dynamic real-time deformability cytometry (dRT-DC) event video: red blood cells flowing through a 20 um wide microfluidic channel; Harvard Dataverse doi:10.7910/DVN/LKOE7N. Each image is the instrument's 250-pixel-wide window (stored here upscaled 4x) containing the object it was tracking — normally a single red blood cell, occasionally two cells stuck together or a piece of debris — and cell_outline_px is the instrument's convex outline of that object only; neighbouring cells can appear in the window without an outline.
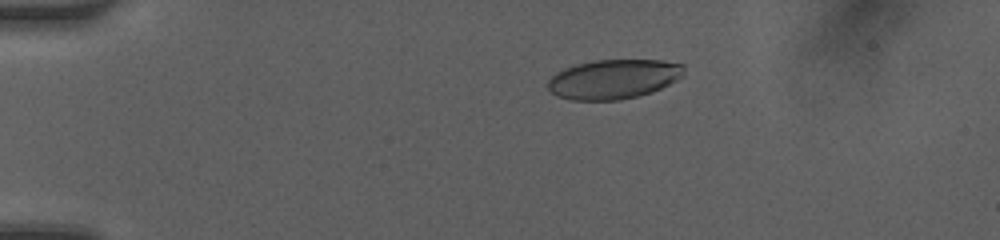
{"species": "human", "species_latin": "Homo sapiens", "temperature_condition": "room temperature", "stored_images_in_passage": 41, "camera_frame_rate_fps": 3000, "um_per_image_px": 0.085, "donor": {"sex": "female"}, "frame": {"image": 1, "passage_image": 2, "time_ms": 0.333, "image_size_px": [1000, 240], "cell_outline_px": [[684, 76], [652, 92], [620, 100], [572, 100], [556, 96], [548, 88], [548, 80], [556, 72], [564, 68], [576, 64], [596, 60], [660, 60], [684, 64]], "centroid_in_image_um": [52.15, 6.72], "position_along_channel_um": 32.9, "area_um2": 31.33}}
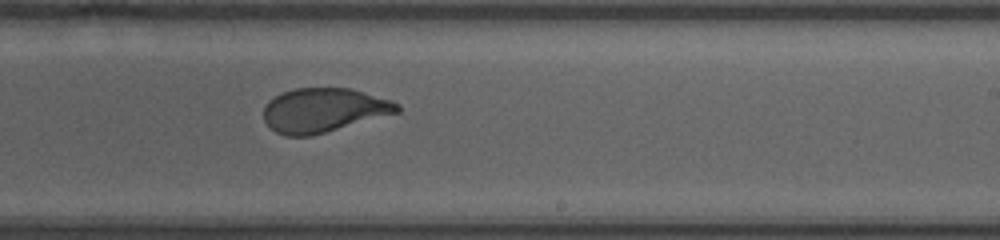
{"frame": {"image": 2, "passage_image": 23, "time_ms": 7.333, "image_size_px": [1000, 240], "cell_outline_px": [[400, 112], [312, 136], [284, 136], [276, 132], [264, 120], [264, 108], [268, 100], [284, 92], [296, 88], [352, 88], [392, 100], [400, 104]], "centroid_in_image_um": [27.54, 9.37], "position_along_channel_um": 261.5, "area_um2": 34.45}}
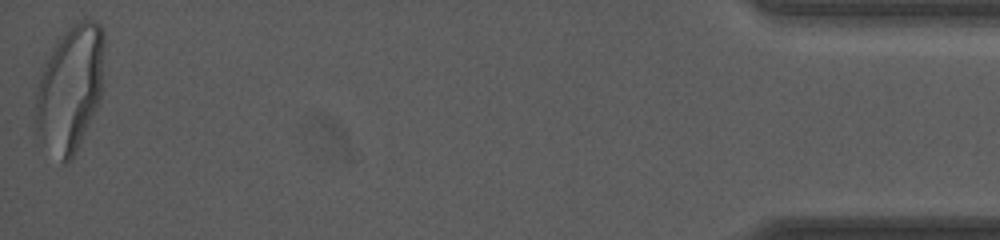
{"frame": {"image": 3, "passage_image": 41, "time_ms": 13.333, "image_size_px": [1000, 240], "cell_outline_px": [[104, 44], [100, 100], [72, 156], [64, 164], [60, 160], [36, 132], [36, 88], [40, 76], [56, 40], [72, 24], [80, 20], [96, 20], [100, 24], [104, 32]], "centroid_in_image_um": [5.97, 7.43], "position_along_channel_um": 429.2, "area_um2": 49.42}, "authors_computed_cell_mechanics": {"area_um2": 35.3158, "velocity_mm_per_s": 4.2044, "shape_relaxation_time_tau1_ms": 3.8166, "shape_relaxation_time_tau2_ms": null, "deformation_change_tau1": 0.1776, "deformation_change_tau2": null}}